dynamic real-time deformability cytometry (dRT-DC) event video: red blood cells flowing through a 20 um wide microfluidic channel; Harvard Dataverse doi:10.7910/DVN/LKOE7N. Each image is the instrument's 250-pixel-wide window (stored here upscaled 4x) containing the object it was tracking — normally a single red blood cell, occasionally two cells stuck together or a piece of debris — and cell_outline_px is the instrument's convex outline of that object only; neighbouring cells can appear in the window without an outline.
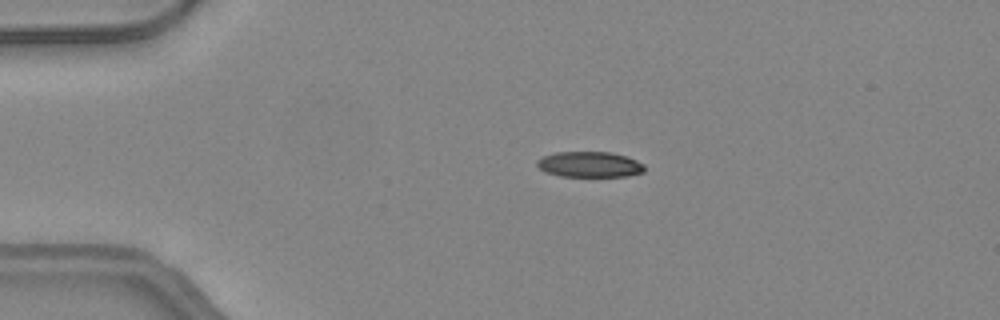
{"species": "common noctule bat (a hibernating species)", "species_latin": "Nyctalus noctula", "temperature_condition": "warm", "stored_images_in_passage": 40, "camera_frame_rate_fps": 3000, "um_per_image_px": 0.085, "animal": {"sex": "female", "body_mass_g": 24.6, "forearm_length_mm": 56.2}, "frame": {"image": 1, "passage_image": 2, "time_ms": 0.333, "image_size_px": [1000, 320], "cell_outline_px": [[644, 172], [628, 176], [560, 176], [544, 172], [536, 164], [536, 160], [544, 156], [556, 152], [612, 152], [628, 156], [644, 164]], "centroid_in_image_um": [50.12, 13.97], "position_along_channel_um": 34.9, "area_um2": 16.13}}
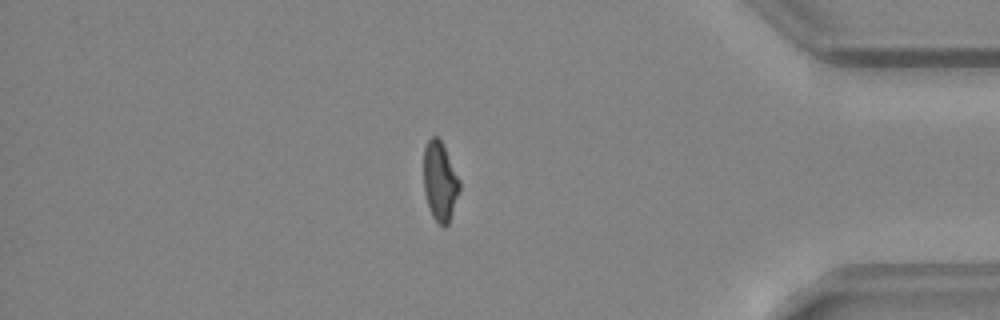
{"frame": {"image": 2, "passage_image": 33, "time_ms": 10.667, "image_size_px": [1000, 320], "cell_outline_px": [[460, 188], [448, 224], [444, 228], [432, 216], [428, 208], [424, 192], [424, 148], [428, 140], [432, 136], [436, 136], [440, 140], [460, 180]], "centroid_in_image_um": [37.38, 15.44], "position_along_channel_um": 397.8, "area_um2": 16.36}}
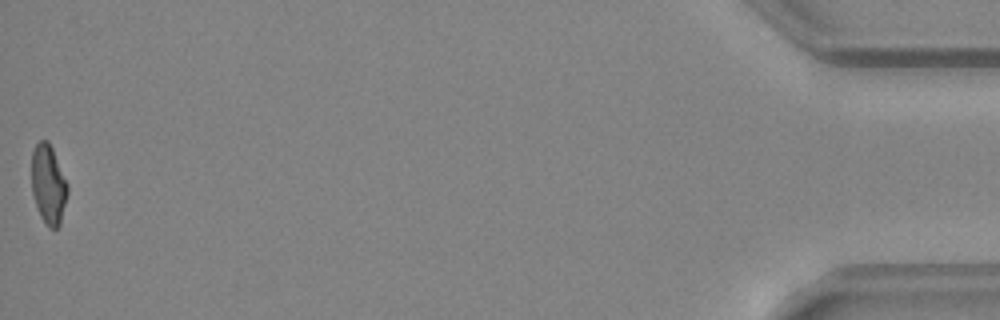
{"frame": {"image": 3, "passage_image": 40, "time_ms": 13.0, "image_size_px": [1000, 320], "cell_outline_px": [[68, 192], [60, 224], [56, 228], [48, 228], [40, 216], [32, 192], [32, 152], [36, 144], [40, 140], [48, 140], [52, 148], [68, 184]], "centroid_in_image_um": [4.12, 15.68], "position_along_channel_um": 431.1, "area_um2": 16.53}, "authors_computed_cell_mechanics": {"area_um2": 17.3978, "velocity_mm_per_s": 4.2654, "shape_relaxation_time_tau1_ms": null, "shape_relaxation_time_tau2_ms": 2.6739, "deformation_change_tau1": null, "deformation_change_tau2": 0.1043}}